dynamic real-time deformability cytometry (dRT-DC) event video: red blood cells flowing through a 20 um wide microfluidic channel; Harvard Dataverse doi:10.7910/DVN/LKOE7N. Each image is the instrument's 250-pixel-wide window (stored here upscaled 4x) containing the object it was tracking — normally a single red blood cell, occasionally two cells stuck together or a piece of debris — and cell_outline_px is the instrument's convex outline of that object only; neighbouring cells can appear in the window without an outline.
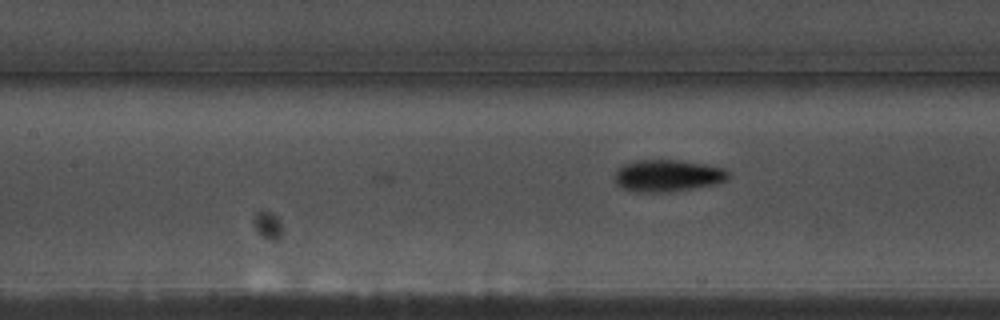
{"species": "common noctule bat (a hibernating species)", "species_latin": "Nyctalus noctula", "temperature_condition": "warm", "stored_images_in_passage": 10, "camera_frame_rate_fps": 3000, "um_per_image_px": 0.085, "animal": {"sex": "male", "body_mass_g": 17.5, "forearm_length_mm": 52.3}, "frame": {"image": 1, "passage_image": 10, "time_ms": 3.0, "image_size_px": [1000, 320], "cell_outline_px": [[728, 176], [724, 180], [712, 184], [664, 192], [632, 192], [616, 184], [616, 172], [624, 164], [640, 160], [676, 160], [704, 164], [724, 168], [728, 172]], "centroid_in_image_um": [56.71, 14.92], "position_along_channel_um": 150.7, "area_um2": 20.52}}